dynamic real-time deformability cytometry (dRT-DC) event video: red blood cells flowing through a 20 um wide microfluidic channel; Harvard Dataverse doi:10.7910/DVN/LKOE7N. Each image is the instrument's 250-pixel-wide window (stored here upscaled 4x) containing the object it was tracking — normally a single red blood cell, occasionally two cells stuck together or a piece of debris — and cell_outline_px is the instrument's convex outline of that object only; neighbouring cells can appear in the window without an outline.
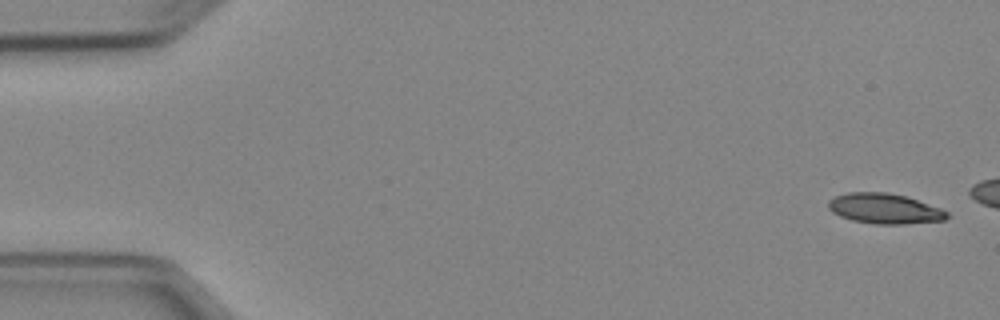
{"species": "Egyptian fruit bat (a non-hibernating species)", "species_latin": "Rousettus aegyptiacus", "temperature_condition": "cold", "stored_images_in_passage": 4, "camera_frame_rate_fps": 3000, "um_per_image_px": 0.085, "animal": {"sex": "female"}, "frame": {"image": 1, "passage_image": 1, "time_ms": 0.0, "image_size_px": [1000, 320], "cell_outline_px": [[948, 216], [944, 220], [904, 224], [876, 224], [852, 220], [840, 216], [832, 212], [828, 208], [828, 200], [836, 196], [848, 192], [888, 192], [904, 196], [940, 208], [948, 212]], "centroid_in_image_um": [75.15, 17.73], "position_along_channel_um": 9.8, "area_um2": 20.75}}